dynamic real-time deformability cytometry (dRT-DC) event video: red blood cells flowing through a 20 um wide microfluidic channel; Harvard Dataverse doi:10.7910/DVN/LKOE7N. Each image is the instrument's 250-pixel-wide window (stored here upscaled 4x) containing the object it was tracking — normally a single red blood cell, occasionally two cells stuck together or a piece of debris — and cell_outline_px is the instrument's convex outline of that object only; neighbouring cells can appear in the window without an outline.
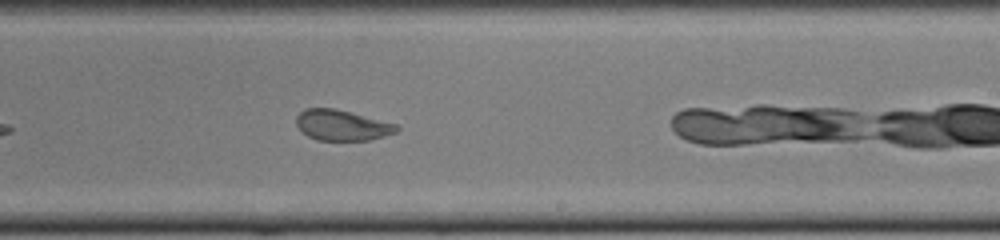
{"species": "common noctule bat (a hibernating species)", "species_latin": "Nyctalus noctula", "temperature_condition": "cold", "stored_images_in_passage": 27, "camera_frame_rate_fps": 3000, "um_per_image_px": 0.085, "animal": {"sex": "female", "body_mass_g": 22.0, "forearm_length_mm": 56.7}, "frame": {"image": 1, "passage_image": 16, "time_ms": 5.0, "image_size_px": [1000, 240], "cell_outline_px": [[400, 128], [396, 132], [384, 136], [368, 140], [316, 140], [308, 136], [296, 124], [296, 116], [304, 108], [336, 108], [352, 112], [396, 124]], "centroid_in_image_um": [29.06, 10.63], "position_along_channel_um": 259.9, "area_um2": 17.86}}